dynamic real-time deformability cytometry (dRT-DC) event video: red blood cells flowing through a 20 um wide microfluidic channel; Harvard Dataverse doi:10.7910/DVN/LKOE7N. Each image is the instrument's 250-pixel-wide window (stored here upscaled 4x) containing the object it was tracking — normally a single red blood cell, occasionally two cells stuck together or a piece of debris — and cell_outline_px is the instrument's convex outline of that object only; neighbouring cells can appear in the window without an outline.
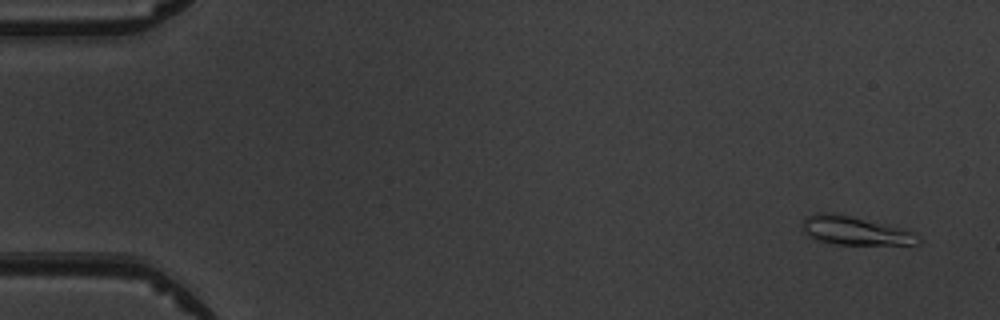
{"species": "common noctule bat (a hibernating species)", "species_latin": "Nyctalus noctula", "temperature_condition": "warm", "stored_images_in_passage": 5, "camera_frame_rate_fps": 3000, "um_per_image_px": 0.085, "animal": {"sex": "male", "body_mass_g": 19.5, "forearm_length_mm": 54.6}, "frame": {"image": 1, "passage_image": 1, "time_ms": 0.0, "image_size_px": [1000, 320], "cell_outline_px": [[920, 244], [836, 244], [816, 240], [808, 236], [800, 228], [804, 220], [808, 216], [820, 212], [832, 212], [852, 216], [912, 232], [920, 240]], "centroid_in_image_um": [72.57, 19.6], "position_along_channel_um": 12.4, "area_um2": 18.84}}